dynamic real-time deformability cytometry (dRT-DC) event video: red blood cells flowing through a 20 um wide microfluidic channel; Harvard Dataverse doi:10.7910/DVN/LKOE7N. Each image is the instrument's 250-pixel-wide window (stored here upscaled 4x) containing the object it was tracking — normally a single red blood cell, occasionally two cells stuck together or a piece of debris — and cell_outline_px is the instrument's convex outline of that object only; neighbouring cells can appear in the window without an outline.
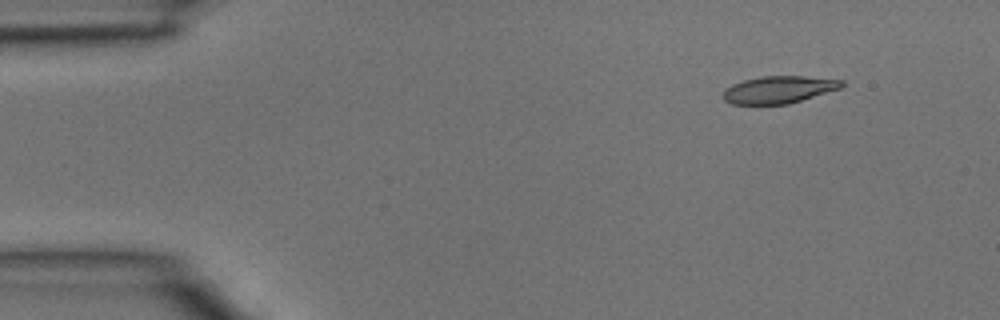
{"species": "common noctule bat (a hibernating species)", "species_latin": "Nyctalus noctula", "temperature_condition": "room temperature", "stored_images_in_passage": 4, "camera_frame_rate_fps": 3000, "um_per_image_px": 0.085, "animal": {"sex": "male", "body_mass_g": 15.6}, "frame": {"image": 1, "passage_image": 2, "time_ms": 0.333, "image_size_px": [1000, 320], "cell_outline_px": [[844, 84], [840, 88], [788, 104], [732, 104], [724, 100], [724, 88], [732, 84], [744, 80], [760, 76], [804, 76], [844, 80]], "centroid_in_image_um": [66.18, 7.61], "position_along_channel_um": 18.8, "area_um2": 18.73}}